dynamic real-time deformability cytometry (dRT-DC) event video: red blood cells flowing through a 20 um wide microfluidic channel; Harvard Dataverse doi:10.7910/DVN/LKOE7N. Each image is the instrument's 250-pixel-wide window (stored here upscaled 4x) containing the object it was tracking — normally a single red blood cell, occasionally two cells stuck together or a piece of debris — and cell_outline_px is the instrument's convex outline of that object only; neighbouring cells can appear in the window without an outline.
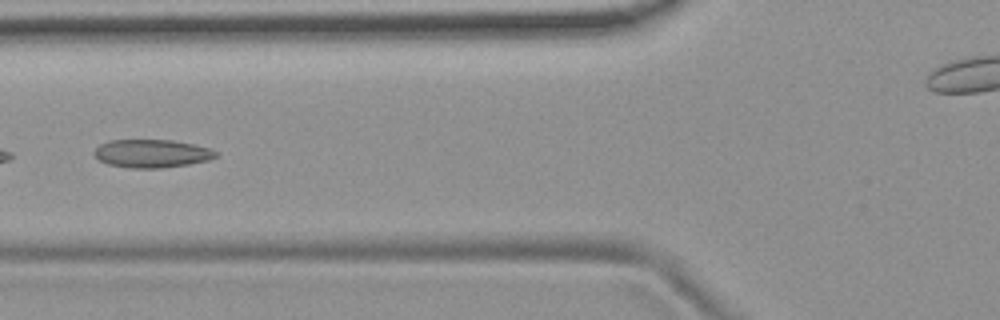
{"species": "common noctule bat (a hibernating species)", "species_latin": "Nyctalus noctula", "temperature_condition": "room temperature", "stored_images_in_passage": 8, "segment_of_instrument_passage": [1, 2], "camera_frame_rate_fps": 3000, "um_per_image_px": 0.085, "animal": {"sex": "female", "body_mass_g": 19.9}, "frame": {"image": 1, "passage_image": 6, "time_ms": 6.0, "image_size_px": [1000, 320], "cell_outline_px": [[220, 152], [216, 156], [208, 160], [188, 164], [160, 168], [132, 168], [108, 164], [100, 160], [92, 152], [100, 144], [108, 140], [172, 140], [192, 144], [208, 148]], "centroid_in_image_um": [12.89, 13.04], "position_along_channel_um": 112.9, "area_um2": 19.83}}
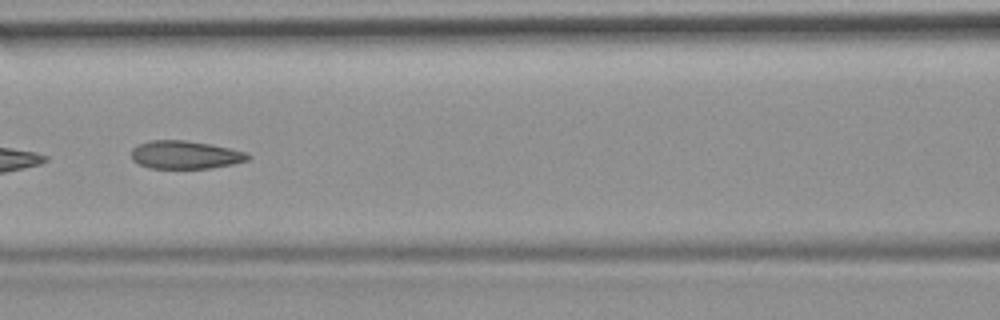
{"frame": {"image": 2, "passage_image": 7, "time_ms": 7.0, "image_size_px": [1000, 320], "cell_outline_px": [[252, 156], [248, 160], [232, 164], [212, 168], [148, 168], [132, 160], [132, 148], [148, 140], [184, 140], [212, 144], [248, 152]], "centroid_in_image_um": [15.78, 13.15], "position_along_channel_um": 150.8, "area_um2": 19.19}}